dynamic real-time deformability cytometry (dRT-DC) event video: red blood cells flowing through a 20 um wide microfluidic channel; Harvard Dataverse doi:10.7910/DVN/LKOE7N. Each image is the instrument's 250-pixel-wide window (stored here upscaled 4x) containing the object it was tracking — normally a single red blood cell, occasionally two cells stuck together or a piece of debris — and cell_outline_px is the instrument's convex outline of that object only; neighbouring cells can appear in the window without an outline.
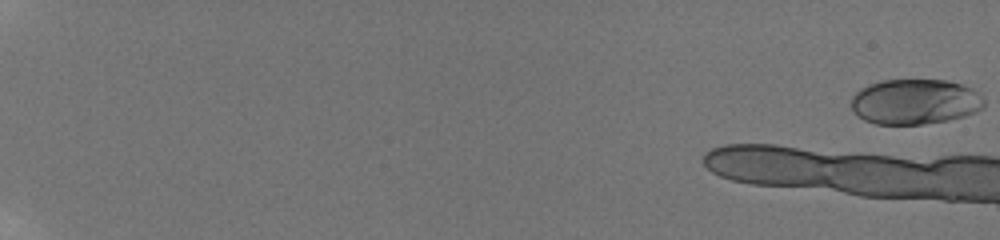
{"species": "human", "species_latin": "Homo sapiens", "temperature_condition": "room temperature", "stored_images_in_passage": 48, "camera_frame_rate_fps": 3000, "um_per_image_px": 0.085, "donor": {"sex": "male"}, "frame": {"image": 1, "passage_image": 1, "time_ms": 0.0, "image_size_px": [1000, 240], "cell_outline_px": [[984, 108], [976, 112], [964, 116], [948, 120], [920, 124], [876, 124], [864, 120], [856, 116], [852, 112], [852, 96], [860, 88], [868, 84], [880, 80], [948, 80], [972, 88], [980, 92], [984, 100]], "centroid_in_image_um": [77.77, 8.64], "position_along_channel_um": 7.2, "area_um2": 35.43}}
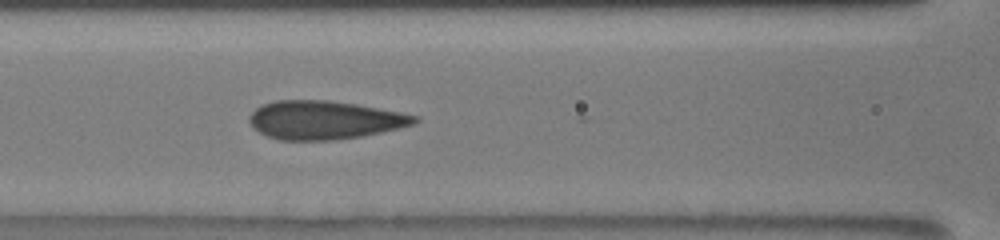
{"frame": {"image": 2, "passage_image": 25, "time_ms": 8.0, "image_size_px": [1000, 240], "cell_outline_px": [[420, 120], [416, 124], [400, 128], [364, 136], [332, 140], [280, 140], [268, 136], [252, 128], [248, 120], [248, 116], [260, 104], [276, 100], [328, 100], [356, 104], [400, 112], [420, 116]], "centroid_in_image_um": [27.58, 10.2], "position_along_channel_um": 139.0, "area_um2": 37.4}}
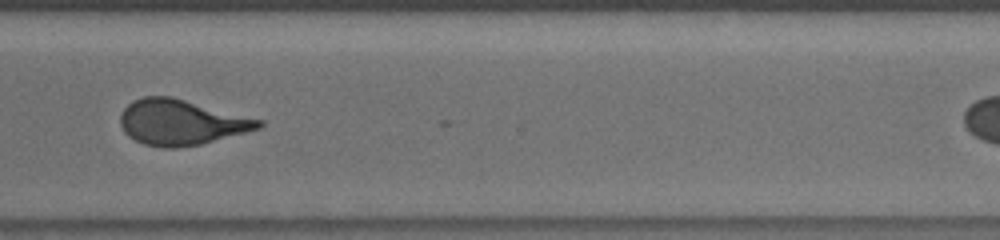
{"frame": {"image": 3, "passage_image": 42, "time_ms": 13.667, "image_size_px": [1000, 240], "cell_outline_px": [[264, 124], [260, 128], [200, 144], [176, 148], [164, 148], [144, 144], [128, 136], [124, 132], [120, 124], [120, 112], [132, 100], [144, 96], [172, 96], [264, 120]], "centroid_in_image_um": [15.38, 10.38], "position_along_channel_um": 355.2, "area_um2": 36.7}}